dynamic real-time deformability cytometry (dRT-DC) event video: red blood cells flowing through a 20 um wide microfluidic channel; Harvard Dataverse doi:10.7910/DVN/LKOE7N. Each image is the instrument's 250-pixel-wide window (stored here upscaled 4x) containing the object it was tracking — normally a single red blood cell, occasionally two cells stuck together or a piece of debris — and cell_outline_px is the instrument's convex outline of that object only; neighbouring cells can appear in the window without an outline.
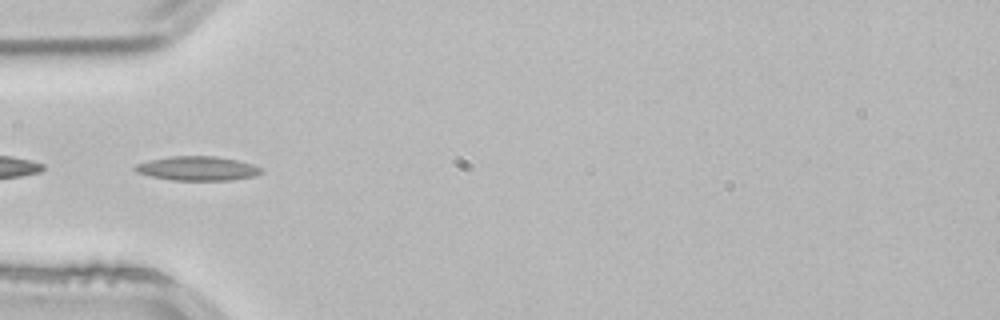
{"species": "common noctule bat (a hibernating species)", "species_latin": "Nyctalus noctula", "temperature_condition": "room temperature", "stored_images_in_passage": 3, "segment_of_instrument_passage": [2, 2], "camera_frame_rate_fps": 3000, "um_per_image_px": 0.085, "animal": {"sex": "male", "body_mass_g": 21.5, "forearm_length_mm": 52.0}, "frame": {"image": 1, "passage_image": 2, "time_ms": 0.333, "image_size_px": [1000, 320], "cell_outline_px": [[260, 172], [256, 176], [232, 180], [172, 180], [152, 176], [136, 172], [132, 168], [132, 164], [168, 156], [216, 156], [236, 160], [252, 164], [260, 168]], "centroid_in_image_um": [16.72, 14.31], "position_along_channel_um": 68.3, "area_um2": 17.8}}